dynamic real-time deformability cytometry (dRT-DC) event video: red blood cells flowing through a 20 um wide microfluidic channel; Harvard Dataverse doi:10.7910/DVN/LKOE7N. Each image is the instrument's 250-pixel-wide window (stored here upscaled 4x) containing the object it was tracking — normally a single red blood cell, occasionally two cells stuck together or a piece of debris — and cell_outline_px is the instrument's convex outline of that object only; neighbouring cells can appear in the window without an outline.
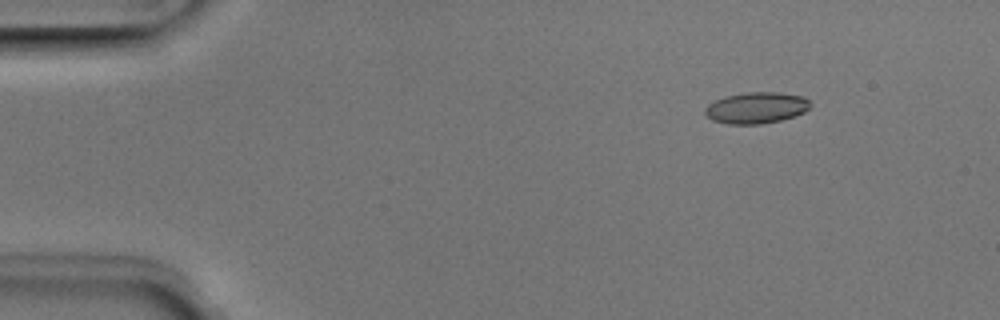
{"species": "Egyptian fruit bat (a non-hibernating species)", "species_latin": "Rousettus aegyptiacus", "temperature_condition": "room temperature", "stored_images_in_passage": 4, "camera_frame_rate_fps": 3000, "um_per_image_px": 0.085, "animal": {"sex": "male"}, "frame": {"image": 1, "passage_image": 1, "time_ms": 0.0, "image_size_px": [1000, 320], "cell_outline_px": [[808, 108], [804, 112], [780, 120], [760, 124], [728, 124], [712, 120], [704, 112], [704, 108], [708, 104], [724, 96], [748, 92], [776, 92], [804, 96], [808, 100]], "centroid_in_image_um": [64.24, 9.16], "position_along_channel_um": 20.8, "area_um2": 19.02}}
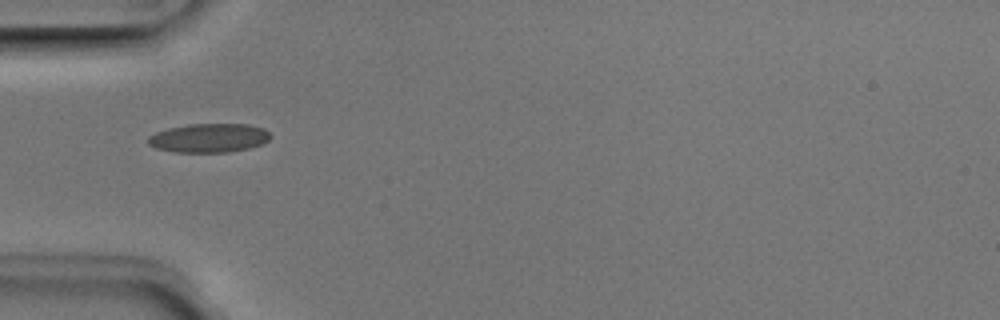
{"frame": {"image": 2, "passage_image": 4, "time_ms": 1.0, "image_size_px": [1000, 320], "cell_outline_px": [[272, 136], [268, 140], [260, 144], [248, 148], [228, 152], [176, 152], [156, 148], [148, 144], [148, 136], [156, 132], [168, 128], [188, 124], [248, 124], [264, 128]], "centroid_in_image_um": [17.75, 11.72], "position_along_channel_um": 67.2, "area_um2": 20.58}}